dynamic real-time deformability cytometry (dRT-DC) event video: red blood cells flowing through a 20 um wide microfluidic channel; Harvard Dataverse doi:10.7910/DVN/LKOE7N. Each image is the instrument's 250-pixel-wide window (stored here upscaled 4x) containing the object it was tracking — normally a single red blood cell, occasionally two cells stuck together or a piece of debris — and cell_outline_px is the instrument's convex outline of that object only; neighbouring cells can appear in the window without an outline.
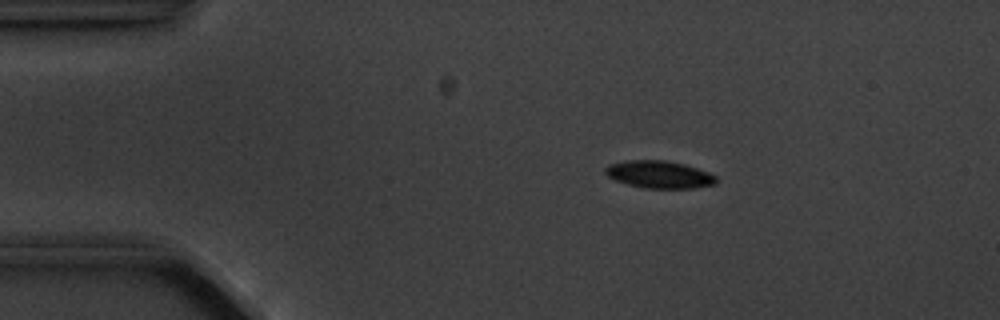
{"species": "common noctule bat (a hibernating species)", "species_latin": "Nyctalus noctula", "temperature_condition": "cold", "stored_images_in_passage": 6, "camera_frame_rate_fps": 3000, "um_per_image_px": 0.085, "animal": {"sex": "male", "body_mass_g": 20.1, "forearm_length_mm": 53.5}, "frame": {"image": 1, "passage_image": 3, "time_ms": 2.333, "image_size_px": [1000, 320], "cell_outline_px": [[716, 184], [692, 188], [644, 188], [628, 184], [616, 180], [608, 176], [604, 172], [604, 168], [608, 164], [624, 160], [664, 160], [684, 164], [708, 172], [716, 176]], "centroid_in_image_um": [56.0, 14.82], "position_along_channel_um": 29.0, "area_um2": 17.69}}